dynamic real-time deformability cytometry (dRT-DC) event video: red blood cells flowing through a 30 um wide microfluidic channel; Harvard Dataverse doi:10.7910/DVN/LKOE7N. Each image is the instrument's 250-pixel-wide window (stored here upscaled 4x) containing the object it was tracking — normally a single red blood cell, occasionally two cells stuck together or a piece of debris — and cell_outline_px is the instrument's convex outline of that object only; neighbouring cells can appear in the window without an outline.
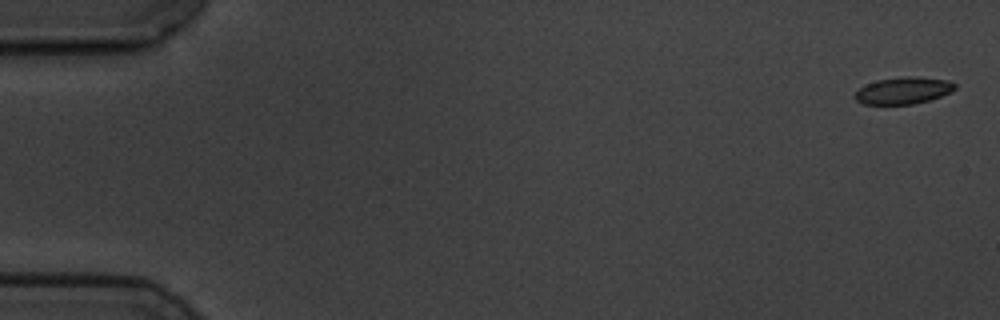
{"species": "common noctule bat (a hibernating species)", "species_latin": "Nyctalus noctula", "temperature_condition": "cold", "stored_images_in_passage": 6, "camera_frame_rate_fps": 3000, "um_per_image_px": 0.085, "animal": {"sex": "male", "body_mass_g": 19.5, "forearm_length_mm": 54.6}, "frame": {"image": 1, "passage_image": 1, "time_ms": 0.0, "image_size_px": [1000, 320], "cell_outline_px": [[956, 88], [952, 92], [928, 100], [912, 104], [864, 104], [856, 100], [852, 96], [860, 88], [876, 80], [904, 76], [908, 76], [948, 80], [956, 84]], "centroid_in_image_um": [76.78, 7.69], "position_along_channel_um": 8.2, "area_um2": 15.55}}
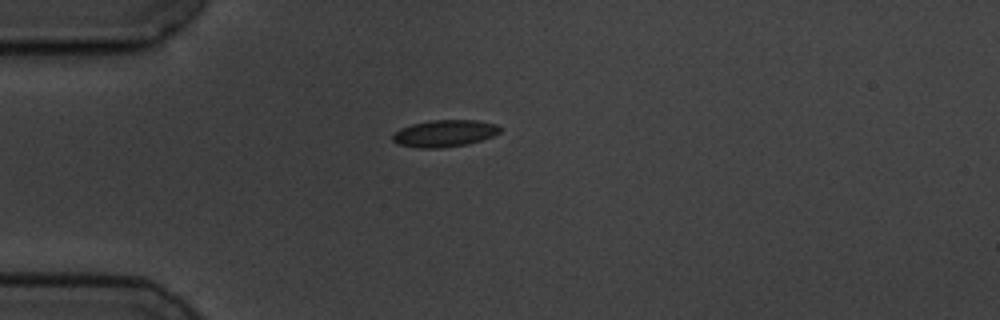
{"frame": {"image": 2, "passage_image": 5, "time_ms": 4.667, "image_size_px": [1000, 320], "cell_outline_px": [[500, 132], [492, 136], [468, 144], [440, 148], [416, 148], [396, 144], [392, 140], [392, 132], [400, 128], [412, 124], [432, 120], [476, 120], [496, 124], [500, 128]], "centroid_in_image_um": [37.72, 11.34], "position_along_channel_um": 47.3, "area_um2": 16.94}}